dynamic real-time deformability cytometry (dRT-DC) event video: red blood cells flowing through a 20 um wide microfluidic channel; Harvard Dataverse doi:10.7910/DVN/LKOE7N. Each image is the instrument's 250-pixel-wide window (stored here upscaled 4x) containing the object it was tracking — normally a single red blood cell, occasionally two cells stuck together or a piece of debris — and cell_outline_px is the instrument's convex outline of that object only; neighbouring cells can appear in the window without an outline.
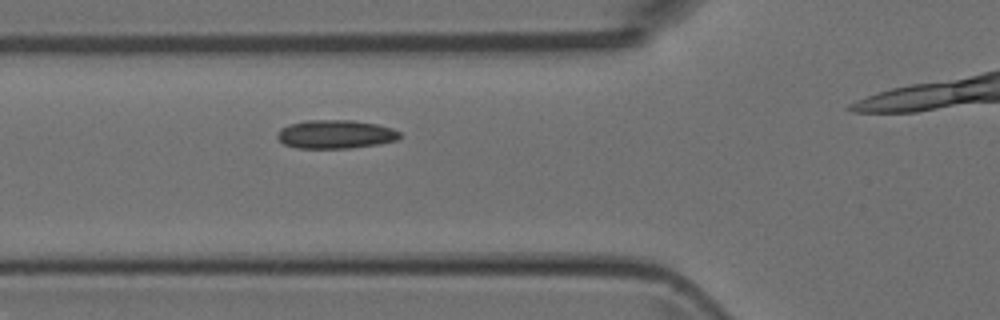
{"species": "Egyptian fruit bat (a non-hibernating species)", "species_latin": "Rousettus aegyptiacus", "temperature_condition": "room temperature", "stored_images_in_passage": 4, "camera_frame_rate_fps": 3000, "um_per_image_px": 0.085, "animal": {"sex": "female"}, "frame": {"image": 1, "passage_image": 3, "time_ms": 2.333, "image_size_px": [1000, 320], "cell_outline_px": [[400, 140], [376, 144], [348, 148], [296, 148], [284, 144], [276, 136], [280, 128], [288, 124], [308, 120], [352, 120], [376, 124], [392, 128], [400, 132]], "centroid_in_image_um": [28.51, 11.41], "position_along_channel_um": 97.3, "area_um2": 20.4}}